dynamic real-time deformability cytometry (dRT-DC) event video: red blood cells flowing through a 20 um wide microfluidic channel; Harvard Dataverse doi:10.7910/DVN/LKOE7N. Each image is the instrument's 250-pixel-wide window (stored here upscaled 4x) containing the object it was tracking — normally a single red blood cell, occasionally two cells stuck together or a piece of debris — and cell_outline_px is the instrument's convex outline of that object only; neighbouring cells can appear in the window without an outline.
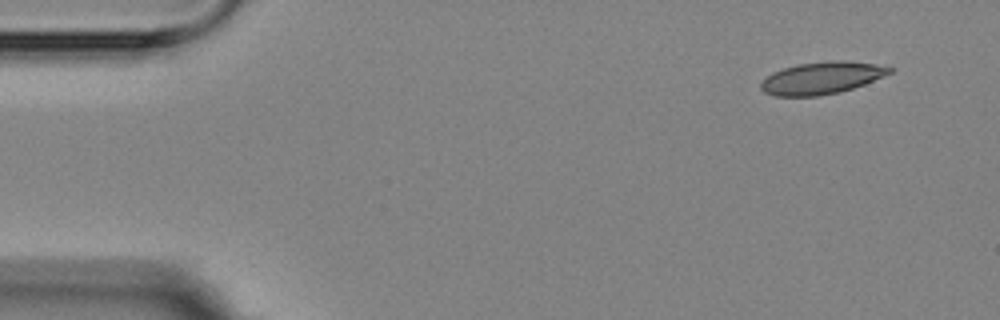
{"species": "Egyptian fruit bat (a non-hibernating species)", "species_latin": "Rousettus aegyptiacus", "temperature_condition": "room temperature", "stored_images_in_passage": 6, "camera_frame_rate_fps": 3000, "um_per_image_px": 0.085, "animal": {"sex": "female"}, "frame": {"image": 1, "passage_image": 1, "time_ms": 0.0, "image_size_px": [1000, 320], "cell_outline_px": [[892, 72], [864, 84], [840, 92], [816, 96], [776, 96], [764, 92], [760, 88], [760, 84], [772, 72], [796, 64], [828, 60], [844, 60], [872, 64], [892, 68]], "centroid_in_image_um": [69.8, 6.62], "position_along_channel_um": 15.2, "area_um2": 23.93}}
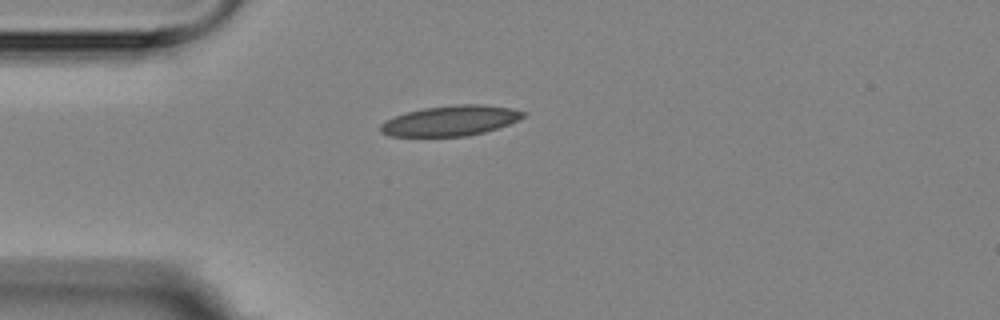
{"frame": {"image": 2, "passage_image": 4, "time_ms": 3.333, "image_size_px": [1000, 320], "cell_outline_px": [[528, 112], [524, 116], [508, 124], [484, 132], [468, 136], [388, 136], [380, 132], [380, 124], [384, 120], [408, 112], [424, 108], [456, 104], [480, 104], [512, 108]], "centroid_in_image_um": [38.28, 10.26], "position_along_channel_um": 46.7, "area_um2": 25.09}}
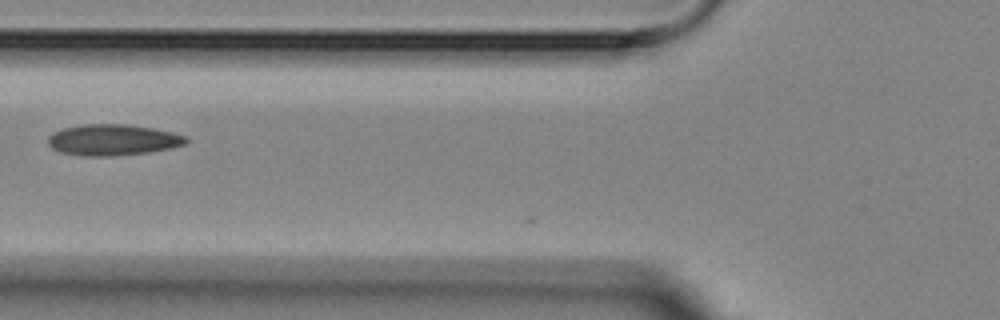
{"frame": {"image": 3, "passage_image": 6, "time_ms": 5.667, "image_size_px": [1000, 320], "cell_outline_px": [[188, 144], [172, 148], [148, 152], [112, 156], [80, 156], [60, 152], [52, 148], [48, 144], [48, 136], [52, 132], [64, 128], [84, 124], [128, 124], [152, 128], [172, 132], [188, 136]], "centroid_in_image_um": [9.61, 11.89], "position_along_channel_um": 116.2, "area_um2": 25.26}}